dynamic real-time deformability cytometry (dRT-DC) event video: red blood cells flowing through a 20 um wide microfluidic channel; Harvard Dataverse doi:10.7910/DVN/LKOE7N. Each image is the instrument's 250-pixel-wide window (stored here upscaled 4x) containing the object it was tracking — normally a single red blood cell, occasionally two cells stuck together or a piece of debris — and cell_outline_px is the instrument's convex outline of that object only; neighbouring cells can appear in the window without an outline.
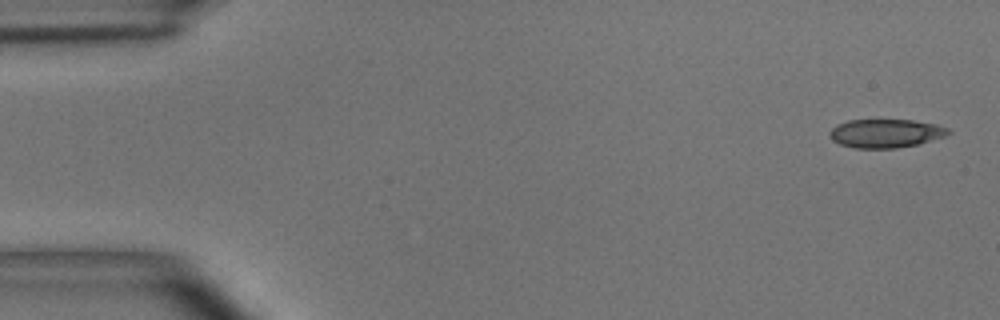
{"species": "common noctule bat (a hibernating species)", "species_latin": "Nyctalus noctula", "temperature_condition": "room temperature", "stored_images_in_passage": 6, "camera_frame_rate_fps": 3000, "um_per_image_px": 0.085, "animal": {"sex": "male", "body_mass_g": 15.6}, "frame": {"image": 1, "passage_image": 1, "time_ms": 0.0, "image_size_px": [1000, 320], "cell_outline_px": [[952, 132], [944, 136], [916, 144], [896, 148], [856, 148], [840, 144], [832, 140], [828, 132], [836, 124], [848, 120], [912, 120], [936, 124], [948, 128]], "centroid_in_image_um": [75.25, 11.32], "position_along_channel_um": 9.8, "area_um2": 19.65}}
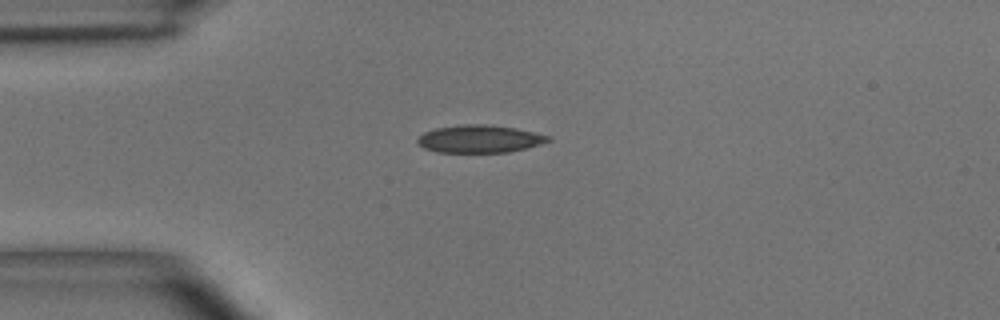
{"frame": {"image": 2, "passage_image": 4, "time_ms": 3.667, "image_size_px": [1000, 320], "cell_outline_px": [[552, 140], [540, 144], [508, 152], [436, 152], [424, 148], [416, 144], [416, 140], [424, 132], [436, 128], [464, 124], [484, 124], [516, 128], [548, 136]], "centroid_in_image_um": [40.71, 11.81], "position_along_channel_um": 44.3, "area_um2": 20.87}}